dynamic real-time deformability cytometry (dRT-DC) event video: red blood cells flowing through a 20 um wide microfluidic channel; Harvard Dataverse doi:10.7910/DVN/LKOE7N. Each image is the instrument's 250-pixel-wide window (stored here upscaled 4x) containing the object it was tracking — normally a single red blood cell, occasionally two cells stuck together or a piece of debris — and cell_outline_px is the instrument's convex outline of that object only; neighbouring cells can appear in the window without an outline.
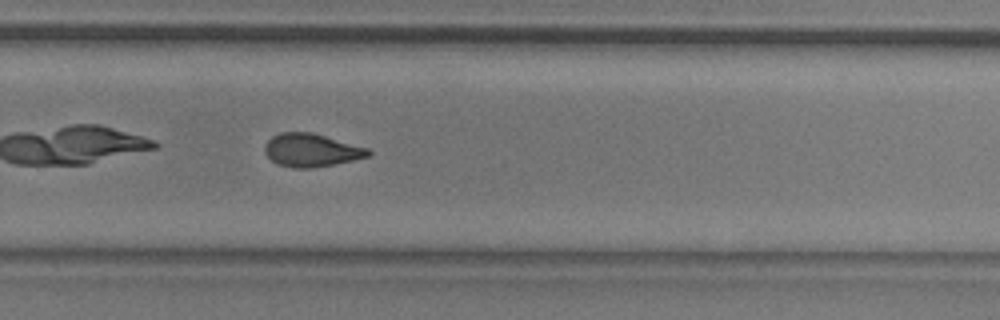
{"species": "common noctule bat (a hibernating species)", "species_latin": "Nyctalus noctula", "temperature_condition": "room temperature", "stored_images_in_passage": 28, "camera_frame_rate_fps": 3000, "um_per_image_px": 0.085, "animal": {"sex": "male", "body_mass_g": 20.5, "forearm_length_mm": 52.5}, "frame": {"image": 1, "passage_image": 20, "time_ms": 6.333, "image_size_px": [1000, 320], "cell_outline_px": [[372, 152], [368, 156], [352, 160], [312, 168], [292, 168], [276, 164], [264, 152], [264, 144], [272, 136], [280, 132], [312, 132], [368, 148]], "centroid_in_image_um": [26.42, 12.76], "position_along_channel_um": 303.4, "area_um2": 19.94}}